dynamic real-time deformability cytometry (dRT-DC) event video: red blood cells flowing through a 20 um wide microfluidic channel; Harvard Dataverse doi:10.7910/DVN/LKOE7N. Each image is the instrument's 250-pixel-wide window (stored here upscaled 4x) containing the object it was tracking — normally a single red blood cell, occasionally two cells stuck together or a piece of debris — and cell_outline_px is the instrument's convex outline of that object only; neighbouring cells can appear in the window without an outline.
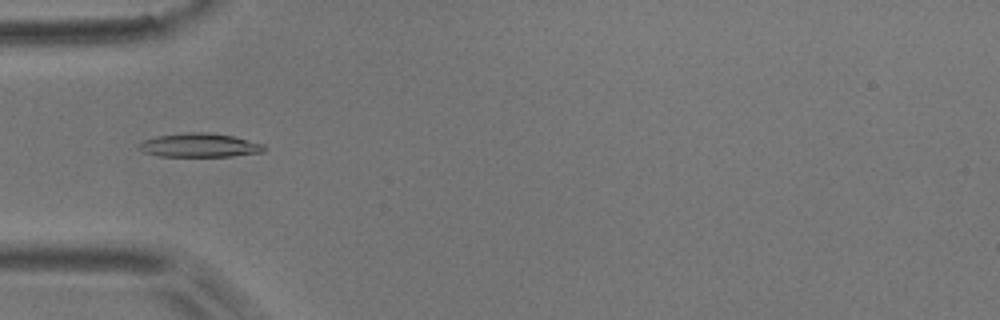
{"species": "common noctule bat (a hibernating species)", "species_latin": "Nyctalus noctula", "temperature_condition": "room temperature", "stored_images_in_passage": 19, "camera_frame_rate_fps": 3000, "um_per_image_px": 0.085, "animal": {"sex": "male", "body_mass_g": 17.9}, "frame": {"image": 1, "passage_image": 16, "time_ms": 5.0, "image_size_px": [1000, 320], "cell_outline_px": [[268, 148], [264, 152], [232, 156], [160, 156], [144, 152], [136, 148], [144, 140], [156, 136], [192, 132], [208, 132], [232, 136], [264, 144]], "centroid_in_image_um": [16.99, 12.35], "position_along_channel_um": 68.0, "area_um2": 17.34}}